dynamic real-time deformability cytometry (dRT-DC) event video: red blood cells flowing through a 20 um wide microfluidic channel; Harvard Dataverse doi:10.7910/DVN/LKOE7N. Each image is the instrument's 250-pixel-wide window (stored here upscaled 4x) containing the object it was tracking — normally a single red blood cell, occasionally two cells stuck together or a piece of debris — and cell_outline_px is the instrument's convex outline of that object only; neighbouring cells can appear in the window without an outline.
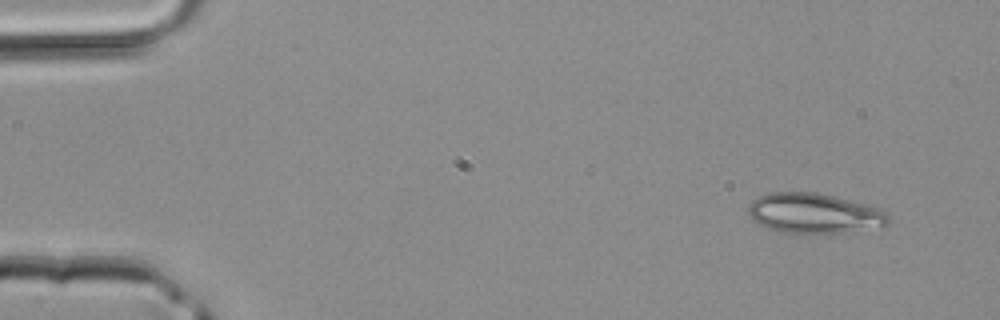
{"species": "common noctule bat (a hibernating species)", "species_latin": "Nyctalus noctula", "temperature_condition": "room temperature", "stored_images_in_passage": 40, "camera_frame_rate_fps": 3000, "um_per_image_px": 0.085, "animal": {"sex": "male", "body_mass_g": 20.4}, "frame": {"image": 1, "passage_image": 1, "time_ms": 0.0, "image_size_px": [1000, 320], "cell_outline_px": [[888, 224], [884, 228], [840, 232], [776, 232], [760, 224], [748, 212], [748, 204], [752, 200], [768, 192], [816, 192], [880, 208], [888, 216]], "centroid_in_image_um": [69.21, 18.12], "position_along_channel_um": 15.8, "area_um2": 32.37}}
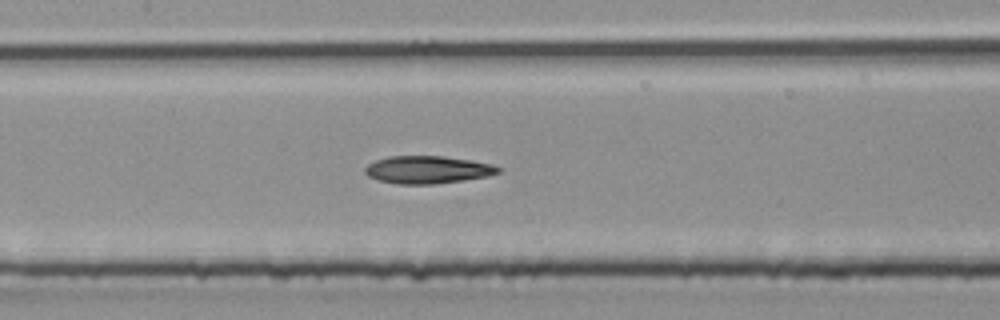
{"frame": {"image": 2, "passage_image": 18, "time_ms": 5.667, "image_size_px": [1000, 320], "cell_outline_px": [[500, 172], [488, 176], [432, 184], [396, 184], [380, 180], [368, 176], [364, 172], [364, 168], [368, 164], [376, 160], [388, 156], [444, 156], [492, 164], [500, 168]], "centroid_in_image_um": [36.31, 14.42], "position_along_channel_um": 171.1, "area_um2": 21.21}}
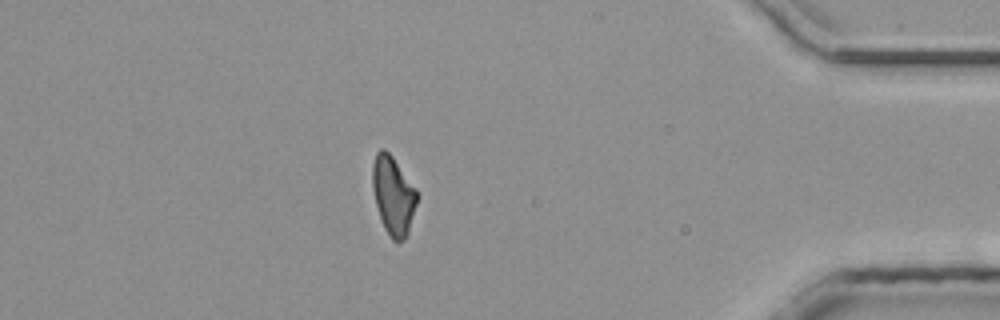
{"frame": {"image": 3, "passage_image": 35, "time_ms": 11.333, "image_size_px": [1000, 320], "cell_outline_px": [[416, 204], [408, 232], [404, 240], [396, 244], [392, 240], [384, 228], [376, 204], [372, 188], [372, 164], [376, 152], [380, 148], [384, 148], [392, 156], [416, 188]], "centroid_in_image_um": [33.4, 16.61], "position_along_channel_um": 401.8, "area_um2": 20.29}}